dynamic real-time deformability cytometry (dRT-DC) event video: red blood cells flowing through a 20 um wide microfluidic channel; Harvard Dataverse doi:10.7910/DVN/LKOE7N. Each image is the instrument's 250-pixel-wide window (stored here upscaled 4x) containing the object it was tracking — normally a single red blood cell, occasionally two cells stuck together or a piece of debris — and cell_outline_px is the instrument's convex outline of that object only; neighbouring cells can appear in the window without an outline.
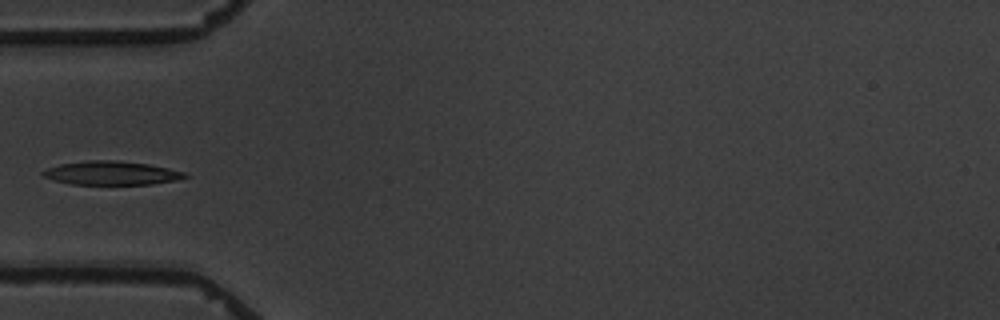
{"species": "common noctule bat (a hibernating species)", "species_latin": "Nyctalus noctula", "temperature_condition": "warm", "stored_images_in_passage": 4, "camera_frame_rate_fps": 3000, "um_per_image_px": 0.085, "animal": {"sex": "male", "body_mass_g": 19.5, "forearm_length_mm": 54.6}, "frame": {"image": 1, "passage_image": 4, "time_ms": 4.333, "image_size_px": [1000, 320], "cell_outline_px": [[188, 176], [176, 180], [152, 184], [72, 184], [56, 180], [44, 176], [40, 172], [48, 168], [60, 164], [88, 160], [116, 160], [148, 164], [168, 168], [184, 172]], "centroid_in_image_um": [9.48, 14.7], "position_along_channel_um": 75.5, "area_um2": 19.36}}